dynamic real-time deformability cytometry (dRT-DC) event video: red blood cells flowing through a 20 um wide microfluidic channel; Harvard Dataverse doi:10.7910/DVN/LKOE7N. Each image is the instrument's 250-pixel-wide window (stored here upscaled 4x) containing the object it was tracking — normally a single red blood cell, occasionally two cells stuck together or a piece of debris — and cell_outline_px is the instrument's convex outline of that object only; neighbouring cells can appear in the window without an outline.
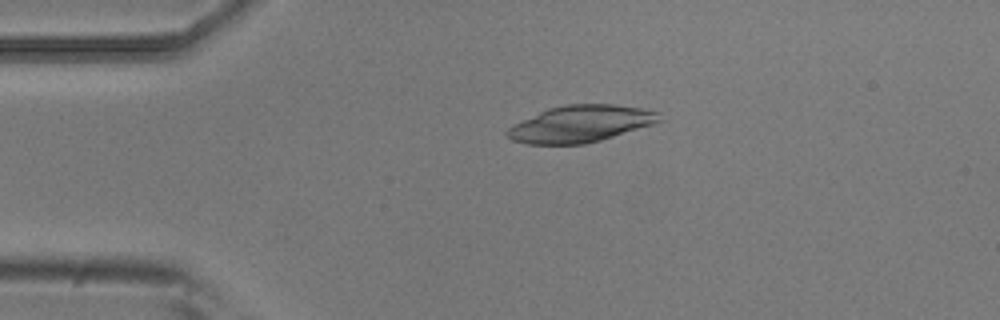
{"species": "common noctule bat (a hibernating species)", "species_latin": "Nyctalus noctula", "temperature_condition": "room temperature", "stored_images_in_passage": 5, "camera_frame_rate_fps": 3000, "um_per_image_px": 0.085, "animal": {"sex": "male", "body_mass_g": 20.5, "forearm_length_mm": 52.5}, "frame": {"image": 1, "passage_image": 4, "time_ms": 1.0, "image_size_px": [1000, 320], "cell_outline_px": [[664, 120], [652, 124], [600, 140], [584, 144], [528, 144], [512, 140], [504, 132], [508, 128], [548, 108], [564, 104], [612, 104], [644, 108], [660, 112]], "centroid_in_image_um": [49.39, 10.51], "position_along_channel_um": 35.6, "area_um2": 32.37}}